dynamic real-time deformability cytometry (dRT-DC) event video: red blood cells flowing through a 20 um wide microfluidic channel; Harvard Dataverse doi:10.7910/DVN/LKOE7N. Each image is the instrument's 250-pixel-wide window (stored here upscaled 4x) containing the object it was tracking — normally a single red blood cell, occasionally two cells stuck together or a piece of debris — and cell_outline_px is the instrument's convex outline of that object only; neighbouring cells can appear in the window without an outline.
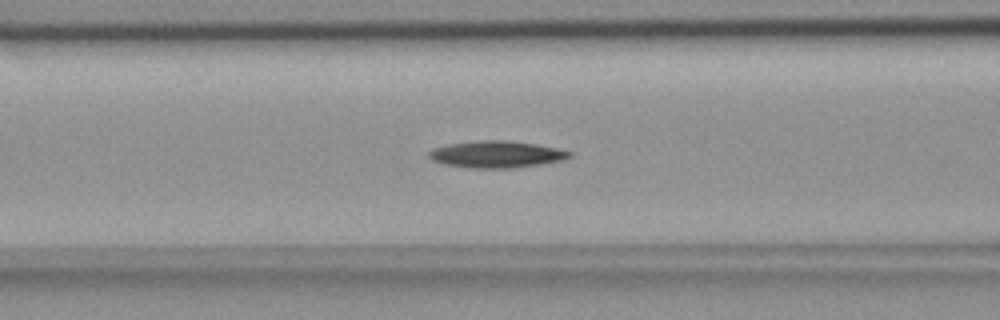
{"species": "common noctule bat (a hibernating species)", "species_latin": "Nyctalus noctula", "temperature_condition": "room temperature", "stored_images_in_passage": 45, "camera_frame_rate_fps": 3000, "um_per_image_px": 0.085, "animal": {"sex": "female", "body_mass_g": 18.4}, "frame": {"image": 1, "passage_image": 12, "time_ms": 3.667, "image_size_px": [1000, 320], "cell_outline_px": [[572, 156], [564, 160], [540, 164], [512, 168], [468, 168], [444, 164], [432, 160], [428, 156], [428, 152], [432, 148], [448, 144], [480, 140], [504, 140], [536, 144], [556, 148], [572, 152]], "centroid_in_image_um": [42.18, 13.12], "position_along_channel_um": 124.4, "area_um2": 22.02}}
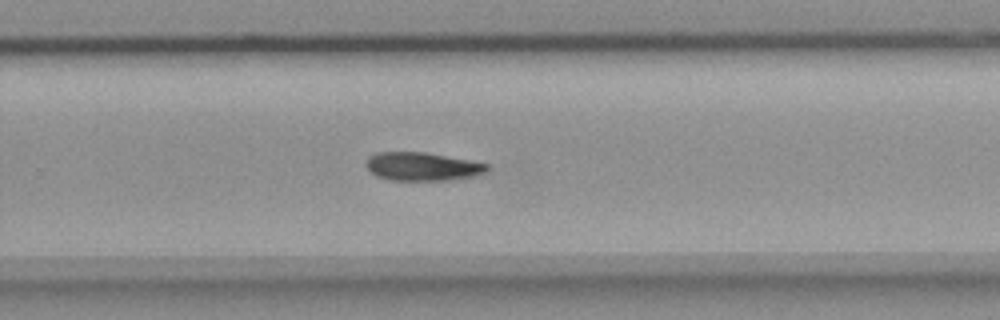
{"frame": {"image": 2, "passage_image": 26, "time_ms": 8.333, "image_size_px": [1000, 320], "cell_outline_px": [[488, 172], [476, 176], [452, 180], [388, 180], [376, 176], [364, 164], [368, 156], [376, 152], [424, 152], [468, 160], [488, 164]], "centroid_in_image_um": [35.88, 14.16], "position_along_channel_um": 293.9, "area_um2": 20.11}}
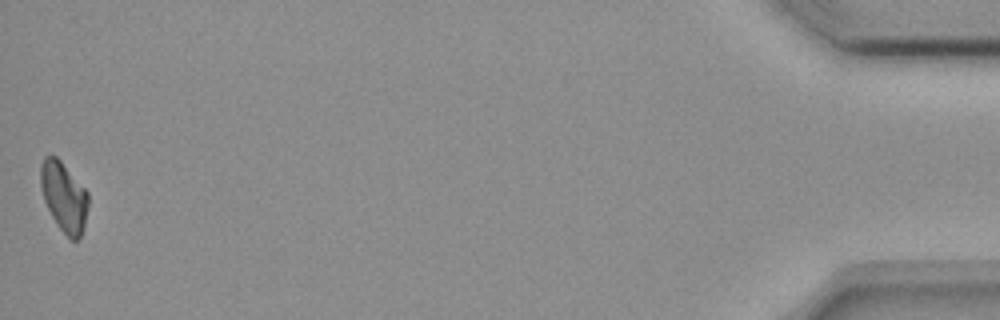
{"frame": {"image": 3, "passage_image": 45, "time_ms": 14.667, "image_size_px": [1000, 320], "cell_outline_px": [[88, 204], [84, 224], [80, 236], [76, 240], [72, 240], [56, 224], [44, 200], [40, 184], [40, 164], [44, 156], [56, 156], [60, 160], [88, 192]], "centroid_in_image_um": [5.41, 16.69], "position_along_channel_um": 429.8, "area_um2": 19.07}, "authors_computed_cell_mechanics": {"area_um2": 20.5768, "velocity_mm_per_s": 3.645, "shape_relaxation_time_tau1_ms": 6.5339, "shape_relaxation_time_tau2_ms": null, "deformation_change_tau1": 0.1587, "deformation_change_tau2": null}}